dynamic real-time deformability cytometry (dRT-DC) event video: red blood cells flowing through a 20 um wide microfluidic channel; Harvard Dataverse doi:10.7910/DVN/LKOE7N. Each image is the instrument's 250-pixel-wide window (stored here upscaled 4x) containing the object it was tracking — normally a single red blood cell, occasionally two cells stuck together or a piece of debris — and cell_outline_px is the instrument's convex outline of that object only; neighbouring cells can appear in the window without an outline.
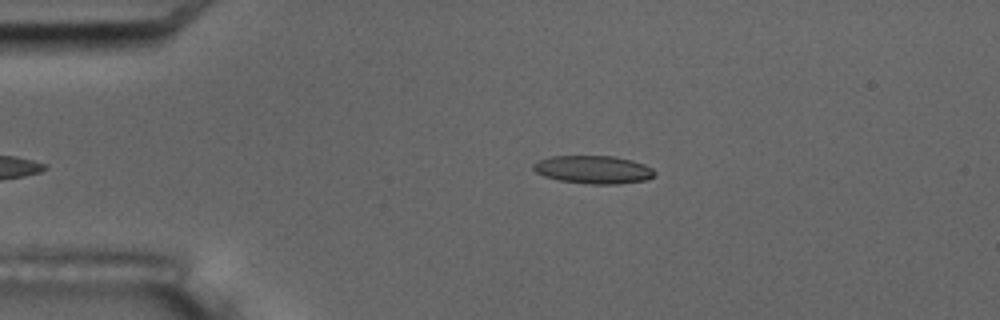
{"species": "common noctule bat (a hibernating species)", "species_latin": "Nyctalus noctula", "temperature_condition": "room temperature", "stored_images_in_passage": 6, "camera_frame_rate_fps": 3000, "um_per_image_px": 0.085, "animal": {"sex": "male", "body_mass_g": 17.5, "forearm_length_mm": 52.3}, "frame": {"image": 1, "passage_image": 6, "time_ms": 6.667, "image_size_px": [1000, 320], "cell_outline_px": [[656, 176], [648, 180], [616, 184], [584, 184], [560, 180], [544, 176], [536, 172], [532, 168], [532, 164], [536, 160], [552, 156], [612, 156], [632, 160], [644, 164], [652, 168], [656, 172]], "centroid_in_image_um": [50.44, 14.42], "position_along_channel_um": 34.6, "area_um2": 20.06}}